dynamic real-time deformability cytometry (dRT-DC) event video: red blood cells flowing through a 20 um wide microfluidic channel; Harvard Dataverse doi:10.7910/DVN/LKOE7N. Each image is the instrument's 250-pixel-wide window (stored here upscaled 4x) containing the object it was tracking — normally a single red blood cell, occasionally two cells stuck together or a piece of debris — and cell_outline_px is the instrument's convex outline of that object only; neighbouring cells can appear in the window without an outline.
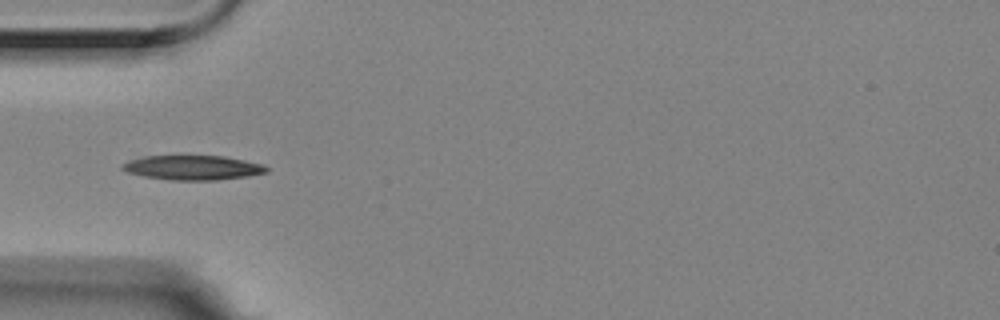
{"species": "Egyptian fruit bat (a non-hibernating species)", "species_latin": "Rousettus aegyptiacus", "temperature_condition": "room temperature", "stored_images_in_passage": 3, "camera_frame_rate_fps": 3000, "um_per_image_px": 0.085, "animal": {"sex": "female"}, "frame": {"image": 1, "passage_image": 2, "time_ms": 0.333, "image_size_px": [1000, 320], "cell_outline_px": [[268, 172], [248, 176], [216, 180], [172, 180], [144, 176], [128, 172], [120, 168], [120, 164], [128, 160], [144, 156], [224, 156], [264, 164], [268, 168]], "centroid_in_image_um": [16.38, 14.24], "position_along_channel_um": 68.6, "area_um2": 20.63}}
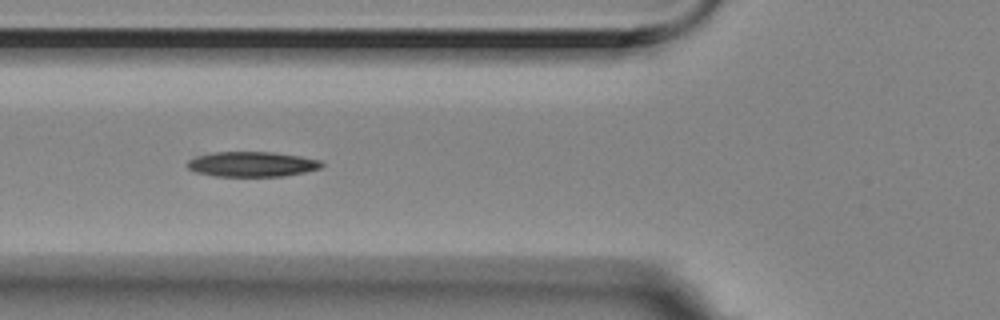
{"frame": {"image": 2, "passage_image": 3, "time_ms": 0.667, "image_size_px": [1000, 320], "cell_outline_px": [[324, 164], [320, 168], [304, 172], [284, 176], [216, 176], [192, 172], [188, 168], [188, 160], [196, 156], [212, 152], [272, 152], [300, 156], [320, 160]], "centroid_in_image_um": [21.39, 13.95], "position_along_channel_um": 104.4, "area_um2": 19.65}}